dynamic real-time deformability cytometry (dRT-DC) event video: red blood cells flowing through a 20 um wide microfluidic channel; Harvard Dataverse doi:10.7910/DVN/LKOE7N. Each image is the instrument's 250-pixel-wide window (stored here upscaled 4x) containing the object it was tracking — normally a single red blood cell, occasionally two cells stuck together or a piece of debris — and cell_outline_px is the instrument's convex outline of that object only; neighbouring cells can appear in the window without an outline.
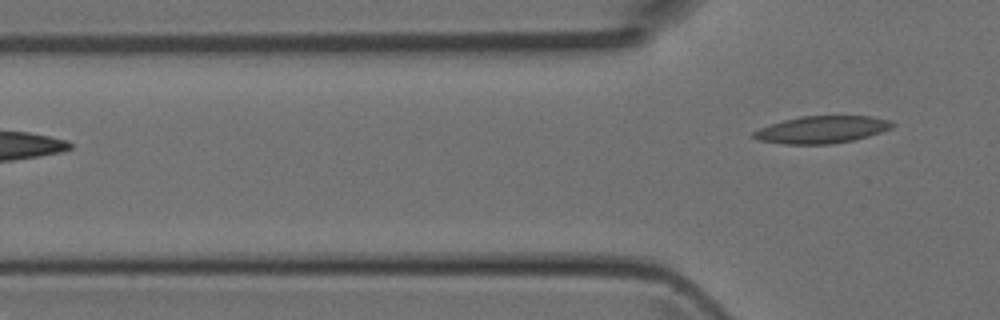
{"species": "Egyptian fruit bat (a non-hibernating species)", "species_latin": "Rousettus aegyptiacus", "temperature_condition": "room temperature", "stored_images_in_passage": 2, "camera_frame_rate_fps": 3000, "um_per_image_px": 0.085, "animal": {"sex": "female"}, "frame": {"image": 1, "passage_image": 2, "time_ms": 0.333, "image_size_px": [1000, 320], "cell_outline_px": [[896, 124], [892, 128], [868, 136], [852, 140], [828, 144], [784, 144], [756, 140], [752, 136], [752, 132], [760, 128], [784, 120], [800, 116], [872, 116], [892, 120]], "centroid_in_image_um": [69.87, 11.01], "position_along_channel_um": 55.9, "area_um2": 22.02}}